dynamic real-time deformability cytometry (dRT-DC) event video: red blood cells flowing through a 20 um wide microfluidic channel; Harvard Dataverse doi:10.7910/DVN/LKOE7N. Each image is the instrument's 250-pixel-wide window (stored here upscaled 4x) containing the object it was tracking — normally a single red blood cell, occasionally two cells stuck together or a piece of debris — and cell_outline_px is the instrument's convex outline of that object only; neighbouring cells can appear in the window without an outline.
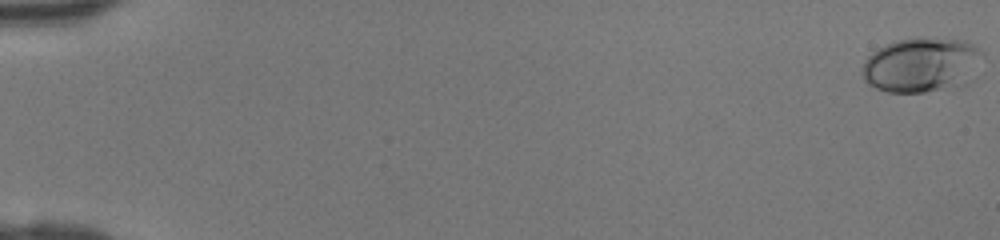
{"species": "human", "species_latin": "Homo sapiens", "temperature_condition": "room temperature", "stored_images_in_passage": 17, "camera_frame_rate_fps": 3000, "um_per_image_px": 0.085, "donor": {"sex": "female"}, "frame": {"image": 1, "passage_image": 1, "time_ms": 0.0, "image_size_px": [1000, 240], "cell_outline_px": [[984, 56], [976, 76], [968, 84], [924, 92], [888, 92], [876, 88], [868, 84], [864, 80], [860, 72], [860, 68], [864, 60], [872, 52], [884, 44], [896, 40], [912, 36], [968, 40], [980, 48], [984, 52]], "centroid_in_image_um": [78.38, 5.49], "position_along_channel_um": 6.6, "area_um2": 39.77}}
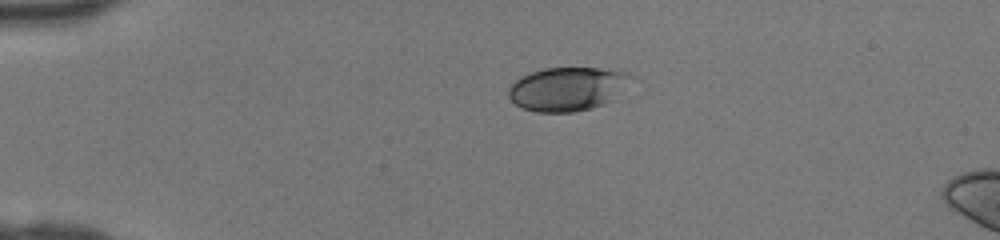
{"frame": {"image": 2, "passage_image": 12, "time_ms": 3.667, "image_size_px": [1000, 240], "cell_outline_px": [[640, 80], [616, 100], [592, 108], [572, 112], [536, 112], [520, 108], [508, 96], [508, 88], [520, 76], [544, 68], [600, 68], [628, 72], [636, 76]], "centroid_in_image_um": [48.4, 7.55], "position_along_channel_um": 36.6, "area_um2": 32.43}}